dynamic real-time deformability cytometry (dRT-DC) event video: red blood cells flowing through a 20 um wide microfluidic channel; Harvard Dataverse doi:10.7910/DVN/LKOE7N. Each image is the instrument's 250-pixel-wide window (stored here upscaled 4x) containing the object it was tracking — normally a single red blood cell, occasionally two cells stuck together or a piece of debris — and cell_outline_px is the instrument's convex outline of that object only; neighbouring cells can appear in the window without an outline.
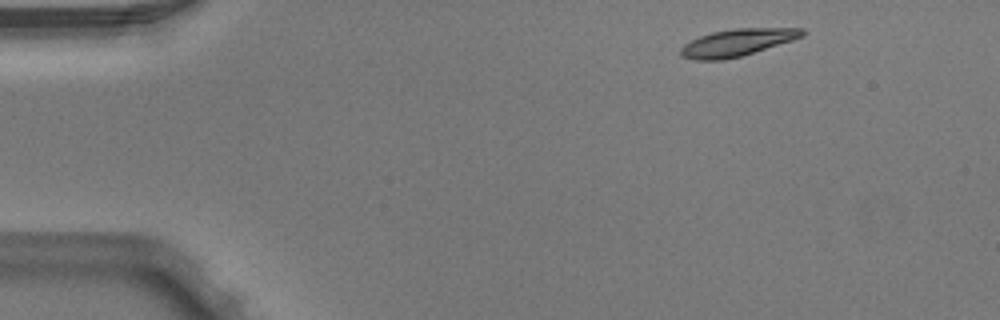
{"species": "Egyptian fruit bat (a non-hibernating species)", "species_latin": "Rousettus aegyptiacus", "temperature_condition": "warm", "stored_images_in_passage": 4, "camera_frame_rate_fps": 3000, "um_per_image_px": 0.085, "animal": {"sex": "male"}, "frame": {"image": 1, "passage_image": 1, "time_ms": 0.0, "image_size_px": [1000, 320], "cell_outline_px": [[804, 36], [792, 40], [740, 56], [720, 60], [692, 60], [680, 56], [680, 48], [684, 44], [700, 36], [712, 32], [732, 28], [804, 28]], "centroid_in_image_um": [62.62, 3.61], "position_along_channel_um": 22.4, "area_um2": 19.07}}
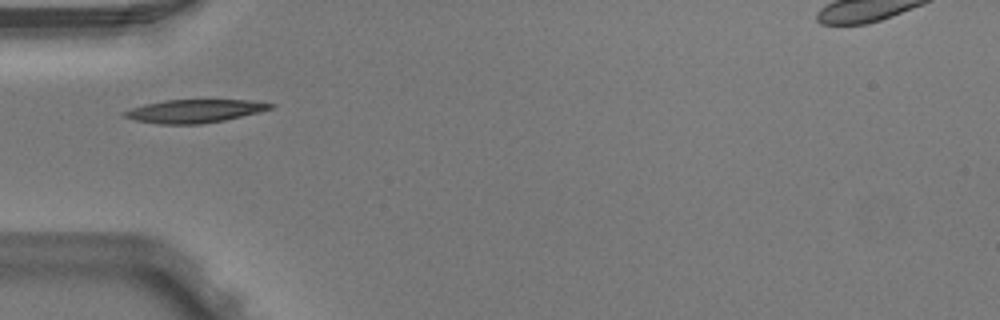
{"frame": {"image": 2, "passage_image": 4, "time_ms": 1.0, "image_size_px": [1000, 320], "cell_outline_px": [[276, 104], [272, 108], [260, 112], [224, 120], [200, 124], [160, 124], [136, 120], [120, 116], [120, 112], [132, 108], [164, 100], [248, 100]], "centroid_in_image_um": [16.52, 9.44], "position_along_channel_um": 68.5, "area_um2": 19.65}}